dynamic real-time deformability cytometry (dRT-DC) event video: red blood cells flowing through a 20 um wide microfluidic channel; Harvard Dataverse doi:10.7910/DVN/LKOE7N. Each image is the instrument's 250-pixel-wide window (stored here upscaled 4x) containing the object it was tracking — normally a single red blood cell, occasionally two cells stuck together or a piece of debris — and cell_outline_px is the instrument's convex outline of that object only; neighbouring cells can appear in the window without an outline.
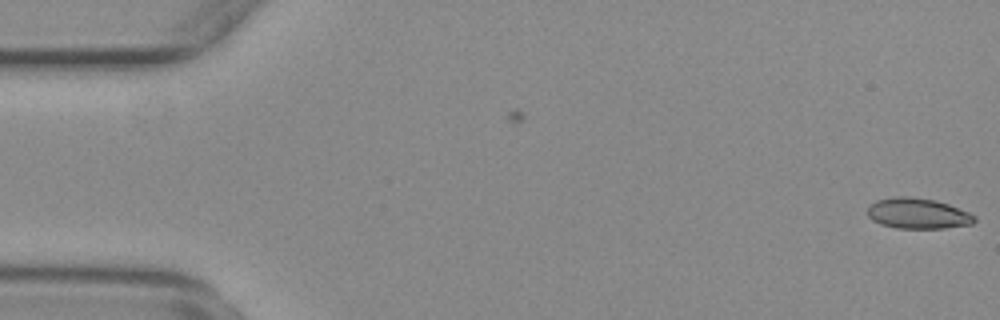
{"species": "common noctule bat (a hibernating species)", "species_latin": "Nyctalus noctula", "temperature_condition": "warm", "stored_images_in_passage": 5, "camera_frame_rate_fps": 3000, "um_per_image_px": 0.085, "animal": {"sex": "female", "body_mass_g": 29.2, "forearm_length_mm": 56.3}, "frame": {"image": 1, "passage_image": 5, "time_ms": 1.333, "image_size_px": [1000, 320], "cell_outline_px": [[976, 220], [972, 224], [944, 228], [896, 228], [880, 224], [872, 220], [868, 216], [868, 208], [876, 200], [892, 196], [908, 196], [936, 200], [948, 204], [968, 212], [976, 216]], "centroid_in_image_um": [78.0, 18.14], "position_along_channel_um": 7.0, "area_um2": 19.13}}